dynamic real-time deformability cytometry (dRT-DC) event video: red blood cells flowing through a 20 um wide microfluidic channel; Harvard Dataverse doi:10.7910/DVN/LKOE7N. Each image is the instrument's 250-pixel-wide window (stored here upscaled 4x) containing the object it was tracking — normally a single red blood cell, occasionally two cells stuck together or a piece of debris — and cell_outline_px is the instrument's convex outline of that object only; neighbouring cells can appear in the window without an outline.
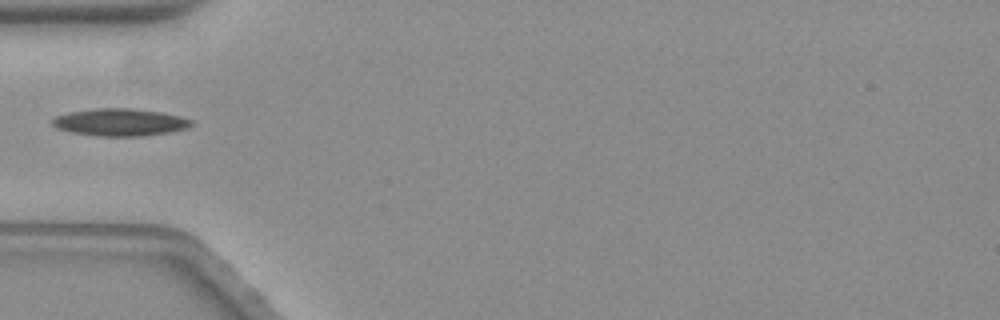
{"species": "common noctule bat (a hibernating species)", "species_latin": "Nyctalus noctula", "temperature_condition": "warm", "stored_images_in_passage": 14, "camera_frame_rate_fps": 3000, "um_per_image_px": 0.085, "animal": {"sex": "female", "body_mass_g": 19.3, "forearm_length_mm": 54.1}, "frame": {"image": 1, "passage_image": 1, "time_ms": 0.0, "image_size_px": [1000, 320], "cell_outline_px": [[196, 124], [188, 128], [168, 132], [144, 136], [100, 136], [72, 132], [56, 128], [52, 124], [52, 120], [56, 116], [68, 112], [96, 108], [132, 108], [160, 112], [180, 116], [192, 120]], "centroid_in_image_um": [10.22, 10.39], "position_along_channel_um": 74.8, "area_um2": 22.2}}